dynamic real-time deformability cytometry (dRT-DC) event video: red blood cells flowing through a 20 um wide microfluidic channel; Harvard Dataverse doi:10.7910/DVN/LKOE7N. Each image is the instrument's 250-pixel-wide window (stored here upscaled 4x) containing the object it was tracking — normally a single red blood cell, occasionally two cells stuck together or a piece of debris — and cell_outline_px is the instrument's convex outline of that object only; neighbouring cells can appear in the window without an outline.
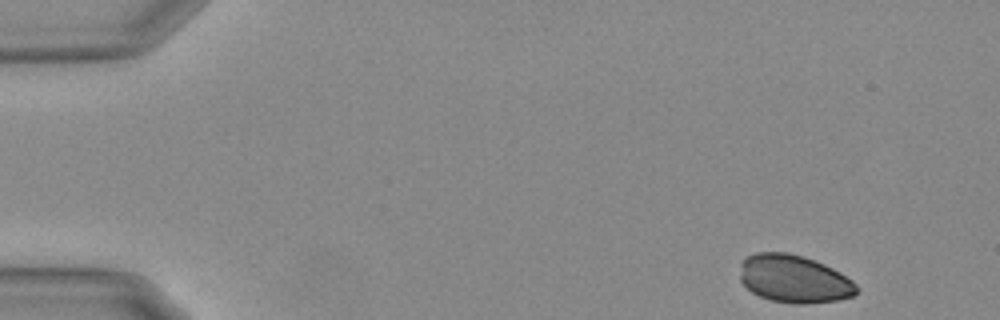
{"species": "Egyptian fruit bat (a non-hibernating species)", "species_latin": "Rousettus aegyptiacus", "temperature_condition": "warm", "stored_images_in_passage": 52, "camera_frame_rate_fps": 3000, "um_per_image_px": 0.085, "animal": {"sex": "female"}, "frame": {"image": 1, "passage_image": 1, "time_ms": 0.0, "image_size_px": [1000, 320], "cell_outline_px": [[856, 292], [852, 296], [840, 300], [808, 304], [792, 304], [772, 300], [760, 296], [752, 292], [740, 280], [740, 264], [748, 256], [756, 252], [788, 252], [804, 256], [824, 264], [840, 272], [852, 280], [856, 284]], "centroid_in_image_um": [67.49, 23.7], "position_along_channel_um": 17.5, "area_um2": 32.6}}
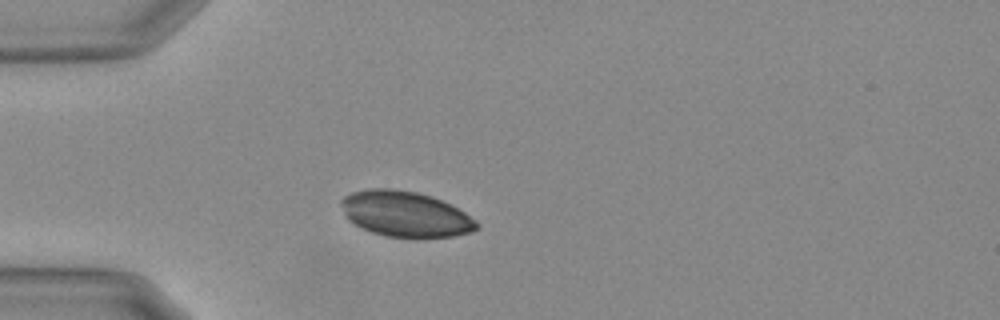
{"frame": {"image": 2, "passage_image": 12, "time_ms": 3.667, "image_size_px": [1000, 320], "cell_outline_px": [[480, 224], [472, 232], [452, 236], [424, 240], [416, 240], [384, 236], [360, 228], [348, 220], [344, 212], [340, 200], [344, 196], [352, 192], [372, 188], [388, 188], [416, 192], [432, 196], [464, 212], [476, 220]], "centroid_in_image_um": [34.46, 18.24], "position_along_channel_um": 50.5, "area_um2": 36.59}}
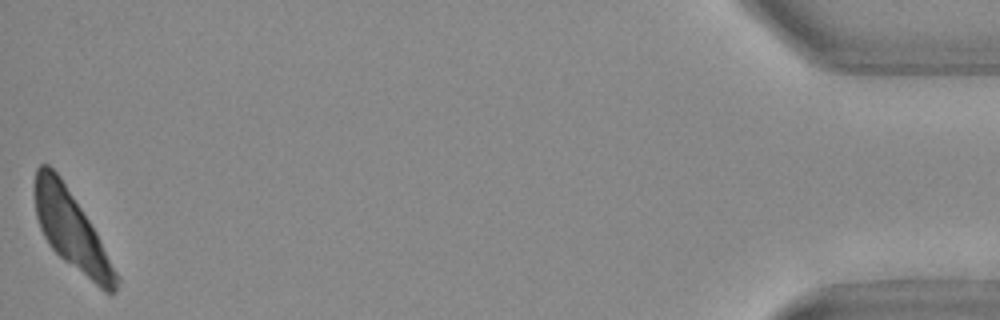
{"frame": {"image": 3, "passage_image": 52, "time_ms": 17.0, "image_size_px": [1000, 320], "cell_outline_px": [[120, 280], [116, 292], [104, 292], [64, 260], [48, 244], [40, 228], [36, 216], [36, 168], [40, 164], [48, 164], [60, 176], [96, 232]], "centroid_in_image_um": [6.08, 19.61], "position_along_channel_um": 429.1, "area_um2": 36.07}}